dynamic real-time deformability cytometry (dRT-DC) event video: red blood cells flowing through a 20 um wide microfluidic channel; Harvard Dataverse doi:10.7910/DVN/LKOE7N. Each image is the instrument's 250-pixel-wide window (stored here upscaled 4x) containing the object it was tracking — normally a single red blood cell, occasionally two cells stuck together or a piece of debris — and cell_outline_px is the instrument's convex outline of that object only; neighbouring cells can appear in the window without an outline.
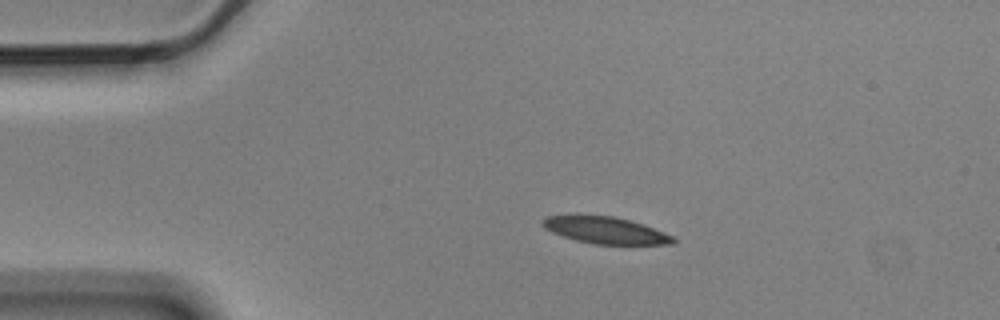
{"species": "Egyptian fruit bat (a non-hibernating species)", "species_latin": "Rousettus aegyptiacus", "temperature_condition": "cold", "stored_images_in_passage": 4, "camera_frame_rate_fps": 3000, "um_per_image_px": 0.085, "animal": {"sex": "male"}, "frame": {"image": 1, "passage_image": 2, "time_ms": 0.333, "image_size_px": [1000, 320], "cell_outline_px": [[676, 240], [672, 244], [596, 244], [576, 240], [552, 232], [544, 228], [540, 224], [540, 220], [548, 216], [612, 216], [644, 224], [672, 236]], "centroid_in_image_um": [51.45, 19.58], "position_along_channel_um": 33.6, "area_um2": 19.94}}
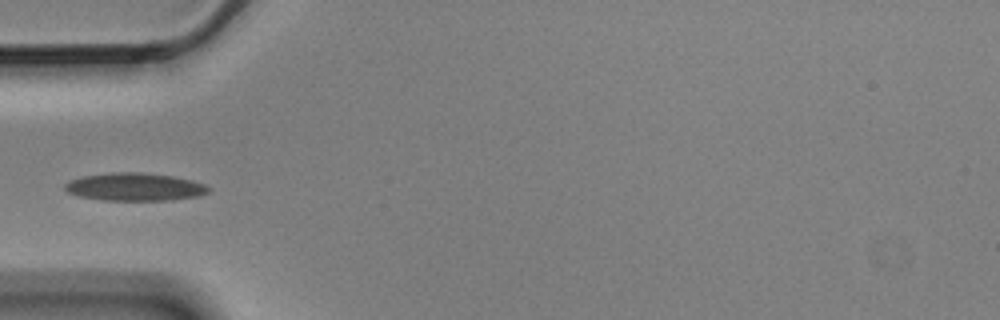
{"frame": {"image": 2, "passage_image": 4, "time_ms": 1.0, "image_size_px": [1000, 320], "cell_outline_px": [[212, 188], [208, 192], [200, 196], [172, 200], [104, 200], [80, 196], [68, 192], [64, 188], [64, 184], [68, 180], [84, 176], [112, 172], [140, 172], [172, 176], [192, 180], [204, 184]], "centroid_in_image_um": [11.48, 15.88], "position_along_channel_um": 73.5, "area_um2": 23.35}}